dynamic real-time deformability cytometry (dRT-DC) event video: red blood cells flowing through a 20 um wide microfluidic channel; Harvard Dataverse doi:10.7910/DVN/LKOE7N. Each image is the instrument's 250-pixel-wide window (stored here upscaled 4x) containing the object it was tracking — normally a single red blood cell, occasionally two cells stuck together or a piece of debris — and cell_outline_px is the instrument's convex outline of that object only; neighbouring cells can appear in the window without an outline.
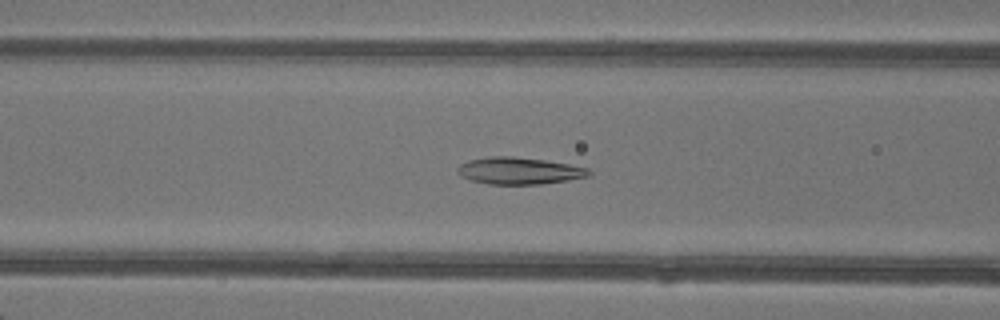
{"species": "common noctule bat (a hibernating species)", "species_latin": "Nyctalus noctula", "temperature_condition": "warm", "stored_images_in_passage": 48, "camera_frame_rate_fps": 3000, "um_per_image_px": 0.085, "animal": {"sex": "female"}, "frame": {"image": 1, "passage_image": 20, "time_ms": 6.333, "image_size_px": [1000, 320], "cell_outline_px": [[592, 172], [588, 176], [568, 180], [540, 184], [488, 184], [472, 180], [460, 176], [456, 172], [456, 168], [460, 164], [468, 160], [488, 156], [512, 156], [544, 160], [568, 164], [588, 168]], "centroid_in_image_um": [44.08, 14.51], "position_along_channel_um": 122.5, "area_um2": 20.63}}
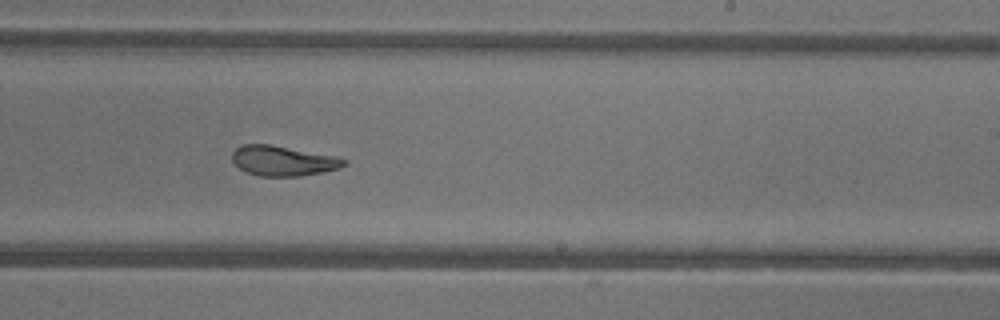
{"frame": {"image": 2, "passage_image": 30, "time_ms": 9.667, "image_size_px": [1000, 320], "cell_outline_px": [[348, 164], [340, 168], [300, 176], [260, 176], [244, 172], [232, 160], [232, 152], [236, 148], [244, 144], [272, 144], [336, 156], [348, 160]], "centroid_in_image_um": [24.07, 13.66], "position_along_channel_um": 264.9, "area_um2": 19.71}}
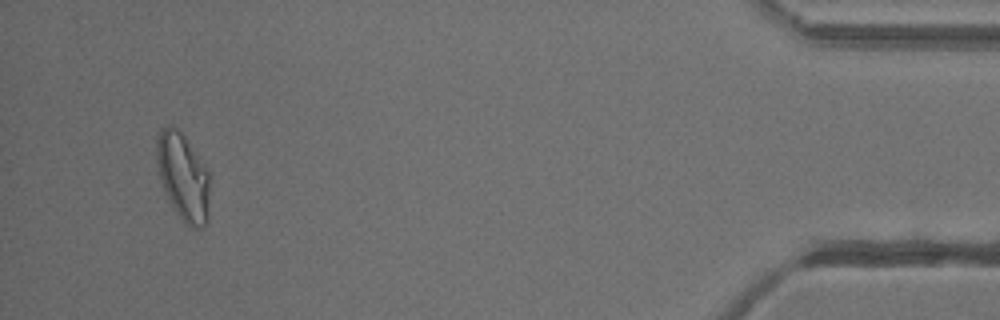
{"frame": {"image": 3, "passage_image": 46, "time_ms": 15.0, "image_size_px": [1000, 320], "cell_outline_px": [[208, 220], [204, 228], [196, 232], [184, 224], [172, 208], [164, 192], [160, 180], [156, 164], [156, 140], [160, 128], [168, 124], [172, 124], [184, 136], [208, 172]], "centroid_in_image_um": [15.52, 15.1], "position_along_channel_um": 419.7, "area_um2": 27.46}, "authors_computed_cell_mechanics": {"area_um2": 22.4842, "velocity_mm_per_s": 4.2786, "shape_relaxation_time_tau1_ms": null, "shape_relaxation_time_tau2_ms": 2.1351, "deformation_change_tau1": null, "deformation_change_tau2": 0.088}}